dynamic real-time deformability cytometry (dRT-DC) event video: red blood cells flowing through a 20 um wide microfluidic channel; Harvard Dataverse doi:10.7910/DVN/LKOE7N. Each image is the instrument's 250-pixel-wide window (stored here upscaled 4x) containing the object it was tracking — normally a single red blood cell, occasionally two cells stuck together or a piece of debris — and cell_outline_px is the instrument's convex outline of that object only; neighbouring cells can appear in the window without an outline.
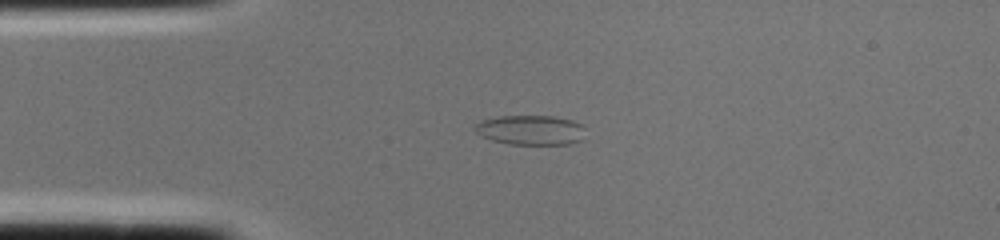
{"species": "common noctule bat (a hibernating species)", "species_latin": "Nyctalus noctula", "temperature_condition": "cold", "stored_images_in_passage": 1, "camera_frame_rate_fps": 3000, "um_per_image_px": 0.085, "animal": {"sex": "female", "body_mass_g": 22.0, "forearm_length_mm": 56.7}, "frame": {"image": 1, "passage_image": 1, "time_ms": 0.0, "image_size_px": [1000, 240], "cell_outline_px": [[584, 140], [568, 144], [508, 144], [492, 140], [480, 136], [472, 128], [480, 120], [500, 116], [556, 116], [572, 120], [580, 124], [584, 128]], "centroid_in_image_um": [45.09, 11.05], "position_along_channel_um": 39.9, "area_um2": 19.36}}